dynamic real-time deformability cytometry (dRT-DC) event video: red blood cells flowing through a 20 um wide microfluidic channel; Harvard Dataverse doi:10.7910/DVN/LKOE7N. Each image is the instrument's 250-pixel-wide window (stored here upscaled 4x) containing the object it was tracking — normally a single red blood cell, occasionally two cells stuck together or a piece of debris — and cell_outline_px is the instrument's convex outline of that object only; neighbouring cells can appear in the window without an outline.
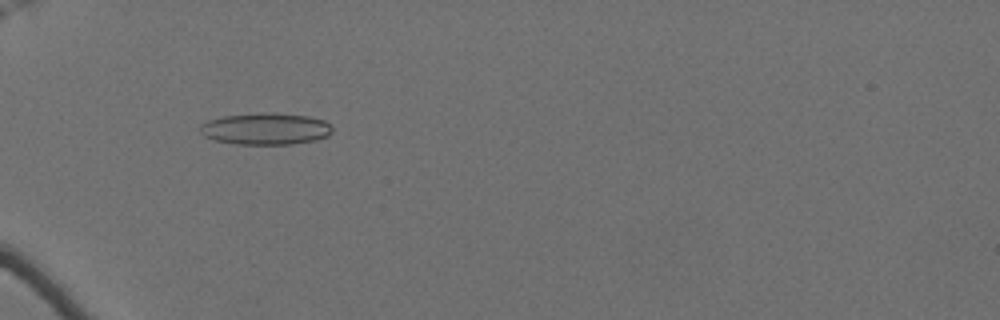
{"species": "Egyptian fruit bat (a non-hibernating species)", "species_latin": "Rousettus aegyptiacus", "temperature_condition": "cold", "stored_images_in_passage": 48, "camera_frame_rate_fps": 3000, "um_per_image_px": 0.085, "animal": {"sex": "female"}, "frame": {"image": 1, "passage_image": 14, "time_ms": 4.333, "image_size_px": [1000, 320], "cell_outline_px": [[332, 132], [328, 136], [316, 140], [292, 144], [236, 144], [216, 140], [204, 136], [200, 132], [200, 124], [208, 120], [224, 116], [260, 112], [276, 112], [308, 116], [324, 120], [332, 124]], "centroid_in_image_um": [22.61, 10.93], "position_along_channel_um": 62.4, "area_um2": 24.74}}
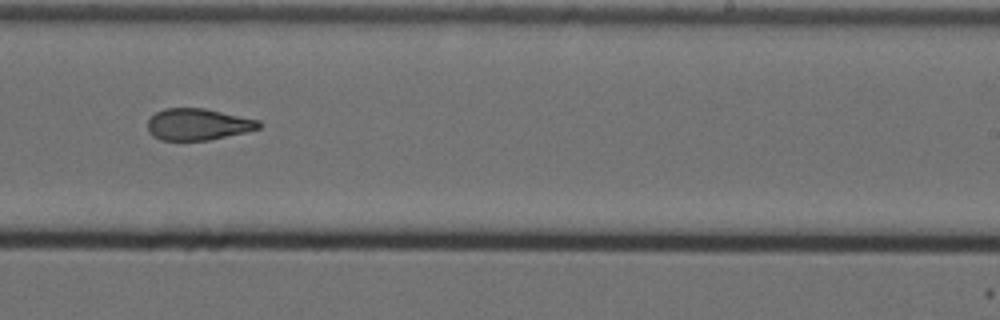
{"frame": {"image": 2, "passage_image": 33, "time_ms": 10.667, "image_size_px": [1000, 320], "cell_outline_px": [[260, 128], [244, 132], [208, 140], [160, 140], [152, 136], [148, 128], [148, 120], [156, 112], [164, 108], [204, 108], [260, 120]], "centroid_in_image_um": [16.81, 10.56], "position_along_channel_um": 272.2, "area_um2": 20.35}}
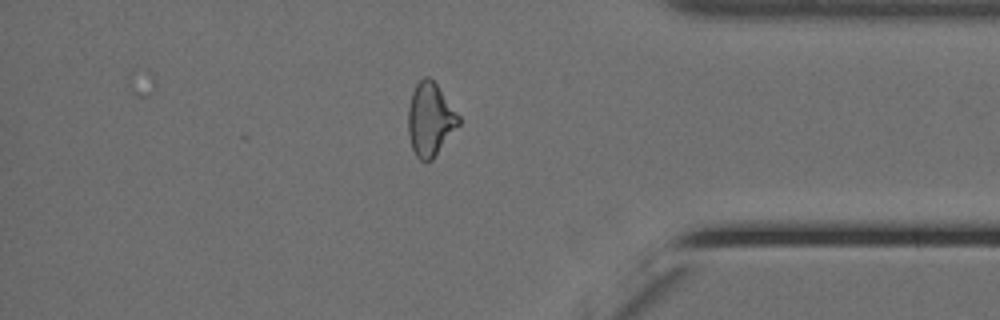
{"frame": {"image": 3, "passage_image": 45, "time_ms": 14.667, "image_size_px": [1000, 320], "cell_outline_px": [[460, 124], [432, 160], [420, 160], [416, 156], [412, 148], [408, 136], [408, 108], [412, 92], [416, 84], [424, 76], [428, 76], [436, 84], [460, 116]], "centroid_in_image_um": [36.56, 10.15], "position_along_channel_um": 398.6, "area_um2": 21.44}, "authors_computed_cell_mechanics": {"area_um2": 21.8773, "velocity_mm_per_s": 3.5028, "shape_relaxation_time_tau1_ms": null, "shape_relaxation_time_tau2_ms": 2.8017, "deformation_change_tau1": null, "deformation_change_tau2": 0.1065}}